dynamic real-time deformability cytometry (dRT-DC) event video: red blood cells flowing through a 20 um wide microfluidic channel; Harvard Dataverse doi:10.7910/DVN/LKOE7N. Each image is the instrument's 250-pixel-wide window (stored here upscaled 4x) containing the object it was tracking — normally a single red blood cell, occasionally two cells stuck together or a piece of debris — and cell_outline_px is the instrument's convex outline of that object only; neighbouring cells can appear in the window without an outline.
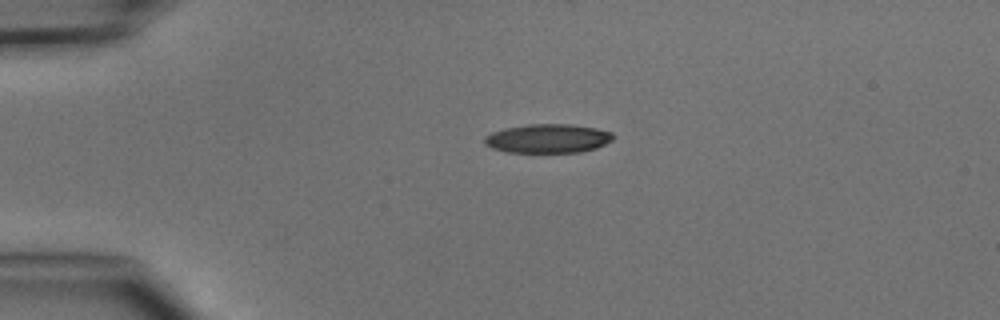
{"species": "common noctule bat (a hibernating species)", "species_latin": "Nyctalus noctula", "temperature_condition": "cold", "stored_images_in_passage": 3, "segment_of_instrument_passage": [1, 2], "camera_frame_rate_fps": 3000, "um_per_image_px": 0.085, "animal": {"sex": "male", "body_mass_g": 15.6}, "frame": {"image": 1, "passage_image": 1, "time_ms": 0.0, "image_size_px": [1000, 320], "cell_outline_px": [[616, 136], [612, 140], [596, 148], [580, 152], [504, 152], [492, 148], [484, 144], [484, 136], [492, 132], [504, 128], [528, 124], [572, 124], [596, 128], [612, 132]], "centroid_in_image_um": [46.56, 11.77], "position_along_channel_um": 38.4, "area_um2": 21.85}}